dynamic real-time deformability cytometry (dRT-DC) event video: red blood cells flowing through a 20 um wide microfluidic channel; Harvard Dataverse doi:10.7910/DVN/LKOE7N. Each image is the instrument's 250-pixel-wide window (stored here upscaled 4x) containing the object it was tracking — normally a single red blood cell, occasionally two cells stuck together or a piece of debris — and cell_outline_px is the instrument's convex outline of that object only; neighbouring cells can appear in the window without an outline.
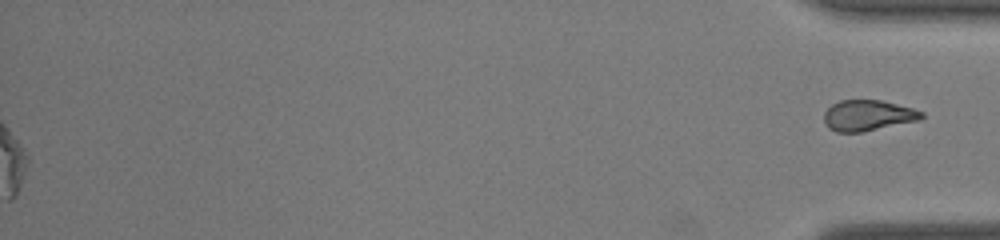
{"species": "common noctule bat (a hibernating species)", "species_latin": "Nyctalus noctula", "temperature_condition": "room temperature", "stored_images_in_passage": 39, "segment_of_instrument_passage": [2, 2], "camera_frame_rate_fps": 3000, "um_per_image_px": 0.085, "animal": {"sex": "male", "body_mass_g": 19.0, "forearm_length_mm": 50.8}, "frame": {"image": 1, "passage_image": 39, "time_ms": 12.667, "image_size_px": [1000, 240], "cell_outline_px": [[924, 116], [920, 120], [860, 132], [836, 132], [828, 128], [824, 124], [824, 112], [832, 104], [840, 100], [880, 100], [912, 108], [924, 112]], "centroid_in_image_um": [73.75, 9.81], "position_along_channel_um": 361.5, "area_um2": 17.46}}